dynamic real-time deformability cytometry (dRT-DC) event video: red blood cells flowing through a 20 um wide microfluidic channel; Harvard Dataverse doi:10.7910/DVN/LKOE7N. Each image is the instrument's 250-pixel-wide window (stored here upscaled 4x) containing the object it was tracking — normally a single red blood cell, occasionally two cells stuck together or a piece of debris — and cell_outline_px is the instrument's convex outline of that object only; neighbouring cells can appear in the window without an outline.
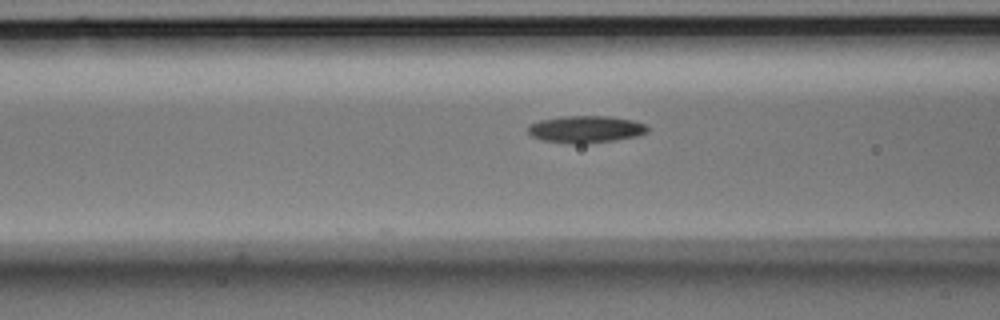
{"species": "Egyptian fruit bat (a non-hibernating species)", "species_latin": "Rousettus aegyptiacus", "temperature_condition": "room temperature", "stored_images_in_passage": 4, "camera_frame_rate_fps": 3000, "um_per_image_px": 0.085, "animal": {"sex": "male"}, "frame": {"image": 1, "passage_image": 4, "time_ms": 1.0, "image_size_px": [1000, 320], "cell_outline_px": [[648, 132], [640, 136], [584, 144], [572, 144], [540, 140], [532, 136], [528, 132], [528, 124], [540, 120], [560, 116], [608, 116], [632, 120], [648, 124]], "centroid_in_image_um": [49.79, 10.99], "position_along_channel_um": 116.8, "area_um2": 19.13}}